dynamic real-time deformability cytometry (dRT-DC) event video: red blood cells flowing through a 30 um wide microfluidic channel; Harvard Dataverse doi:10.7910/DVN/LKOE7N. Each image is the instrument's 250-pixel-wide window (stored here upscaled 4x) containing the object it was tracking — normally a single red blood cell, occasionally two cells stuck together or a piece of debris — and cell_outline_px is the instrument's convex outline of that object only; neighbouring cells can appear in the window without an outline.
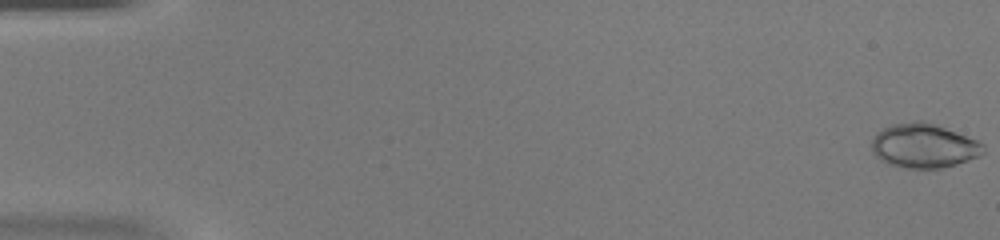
{"species": "common noctule bat (a hibernating species)", "species_latin": "Nyctalus noctula", "temperature_condition": "warm", "stored_images_in_passage": 48, "camera_frame_rate_fps": 3000, "um_per_image_px": 0.085, "animal": {"sex": "female", "body_mass_g": 20.0, "forearm_length_mm": 54.0}, "frame": {"image": 1, "passage_image": 1, "time_ms": 0.0, "image_size_px": [1000, 240], "cell_outline_px": [[984, 152], [980, 156], [956, 164], [940, 168], [904, 168], [888, 164], [880, 160], [872, 152], [872, 140], [876, 132], [892, 124], [912, 120], [924, 120], [936, 124], [980, 140], [984, 144]], "centroid_in_image_um": [78.54, 12.37], "position_along_channel_um": 6.5, "area_um2": 29.25}}
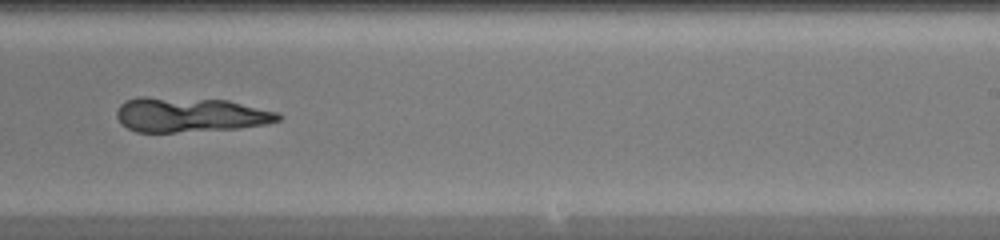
{"frame": {"image": 2, "passage_image": 31, "time_ms": 10.0, "image_size_px": [1000, 240], "cell_outline_px": [[280, 120], [264, 124], [236, 128], [176, 132], [136, 132], [120, 124], [116, 116], [116, 112], [120, 104], [124, 100], [140, 96], [144, 96], [228, 100], [280, 112]], "centroid_in_image_um": [16.1, 9.74], "position_along_channel_um": 272.9, "area_um2": 32.89}}
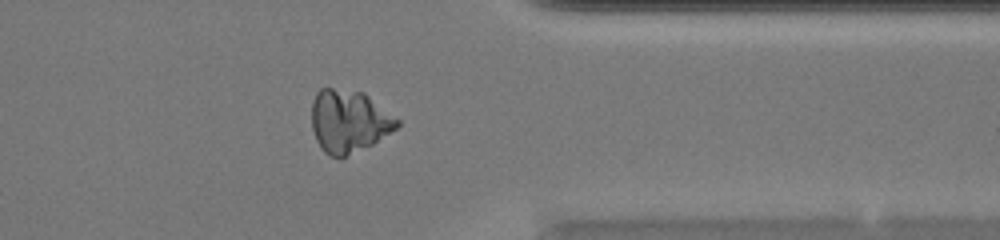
{"frame": {"image": 3, "passage_image": 39, "time_ms": 12.667, "image_size_px": [1000, 240], "cell_outline_px": [[400, 124], [396, 128], [372, 144], [340, 160], [328, 156], [320, 148], [316, 140], [312, 128], [312, 100], [316, 92], [320, 88], [332, 88], [364, 92], [400, 120]], "centroid_in_image_um": [29.63, 10.32], "position_along_channel_um": 381.8, "area_um2": 31.5}}